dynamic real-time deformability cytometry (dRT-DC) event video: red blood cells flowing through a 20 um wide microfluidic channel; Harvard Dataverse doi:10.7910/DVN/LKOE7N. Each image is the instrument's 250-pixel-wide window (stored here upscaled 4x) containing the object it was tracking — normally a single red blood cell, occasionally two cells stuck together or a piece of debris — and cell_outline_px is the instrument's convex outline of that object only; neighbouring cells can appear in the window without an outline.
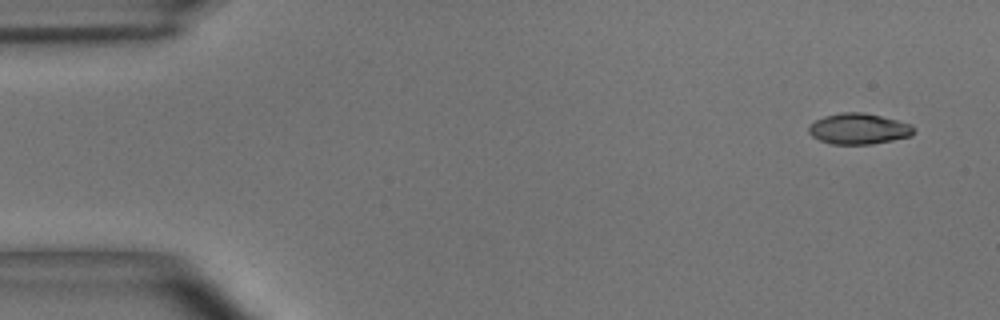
{"species": "common noctule bat (a hibernating species)", "species_latin": "Nyctalus noctula", "temperature_condition": "room temperature", "stored_images_in_passage": 4, "camera_frame_rate_fps": 3000, "um_per_image_px": 0.085, "animal": {"sex": "male", "body_mass_g": 15.6}, "frame": {"image": 1, "passage_image": 1, "time_ms": 0.0, "image_size_px": [1000, 320], "cell_outline_px": [[916, 132], [912, 136], [872, 144], [832, 144], [820, 140], [812, 136], [808, 132], [808, 128], [816, 120], [824, 116], [840, 112], [864, 112], [912, 124], [916, 128]], "centroid_in_image_um": [73.03, 10.94], "position_along_channel_um": 12.0, "area_um2": 18.96}}
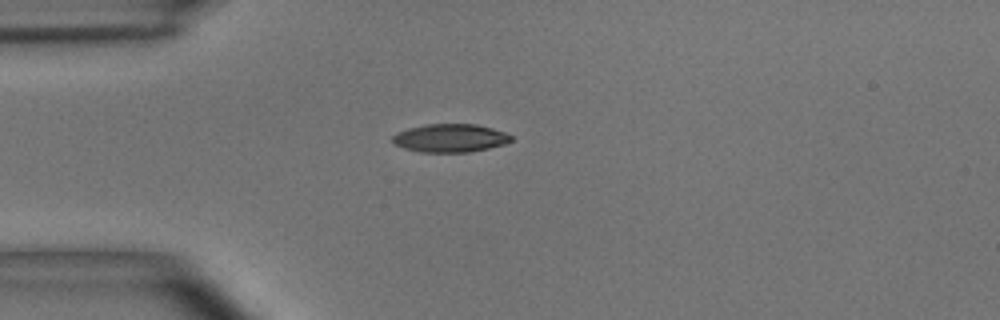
{"frame": {"image": 2, "passage_image": 4, "time_ms": 1.0, "image_size_px": [1000, 320], "cell_outline_px": [[512, 140], [504, 144], [488, 148], [468, 152], [420, 152], [404, 148], [392, 144], [392, 136], [396, 132], [408, 128], [428, 124], [476, 124], [492, 128], [504, 132], [512, 136]], "centroid_in_image_um": [38.23, 11.73], "position_along_channel_um": 46.8, "area_um2": 19.54}}